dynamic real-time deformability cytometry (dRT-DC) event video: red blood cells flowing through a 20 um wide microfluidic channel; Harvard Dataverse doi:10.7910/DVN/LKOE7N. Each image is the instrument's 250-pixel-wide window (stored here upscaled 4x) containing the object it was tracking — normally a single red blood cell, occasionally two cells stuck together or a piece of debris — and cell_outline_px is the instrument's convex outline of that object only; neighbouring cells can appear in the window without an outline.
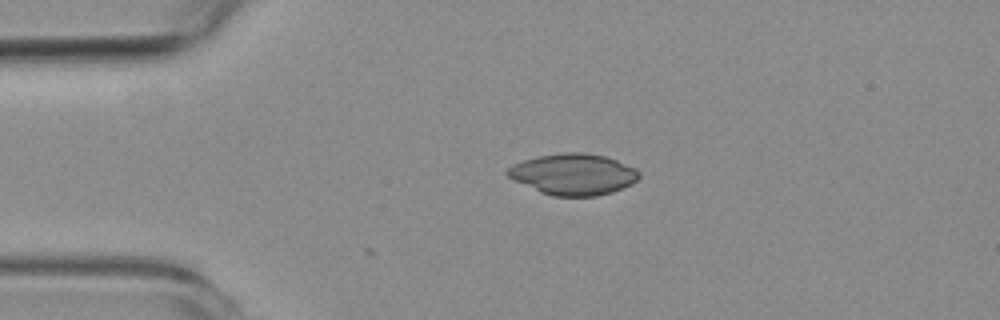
{"species": "common noctule bat (a hibernating species)", "species_latin": "Nyctalus noctula", "temperature_condition": "room temperature", "stored_images_in_passage": 2, "camera_frame_rate_fps": 3000, "um_per_image_px": 0.085, "animal": {"sex": "female", "body_mass_g": 19.3, "forearm_length_mm": 54.1}, "frame": {"image": 1, "passage_image": 2, "time_ms": 0.333, "image_size_px": [1000, 320], "cell_outline_px": [[640, 176], [632, 184], [612, 192], [596, 196], [552, 196], [540, 192], [512, 180], [504, 172], [512, 164], [536, 156], [564, 152], [584, 152], [604, 156], [616, 160], [636, 168], [640, 172]], "centroid_in_image_um": [48.71, 14.81], "position_along_channel_um": 36.3, "area_um2": 31.79}}